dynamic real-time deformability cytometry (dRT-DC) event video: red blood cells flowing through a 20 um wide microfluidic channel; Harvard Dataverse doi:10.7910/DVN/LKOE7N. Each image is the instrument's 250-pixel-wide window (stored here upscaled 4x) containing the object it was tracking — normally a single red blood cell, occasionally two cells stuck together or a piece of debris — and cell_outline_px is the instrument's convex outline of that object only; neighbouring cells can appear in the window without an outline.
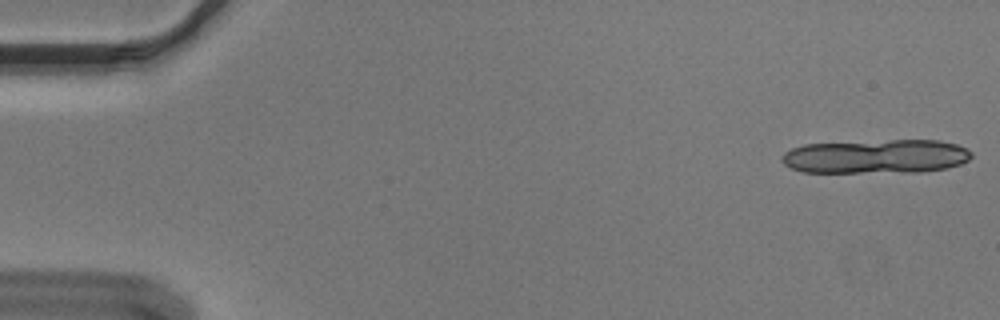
{"species": "Egyptian fruit bat (a non-hibernating species)", "species_latin": "Rousettus aegyptiacus", "temperature_condition": "cold", "stored_images_in_passage": 17, "camera_frame_rate_fps": 3000, "um_per_image_px": 0.085, "animal": {"sex": "male"}, "frame": {"image": 1, "passage_image": 1, "time_ms": 0.0, "image_size_px": [1000, 320], "cell_outline_px": [[972, 156], [968, 160], [960, 164], [948, 168], [920, 172], [804, 172], [792, 168], [784, 164], [780, 160], [780, 156], [784, 152], [792, 148], [804, 144], [892, 140], [940, 140], [956, 144], [968, 148], [972, 152]], "centroid_in_image_um": [74.48, 13.3], "position_along_channel_um": 10.5, "area_um2": 37.86}}